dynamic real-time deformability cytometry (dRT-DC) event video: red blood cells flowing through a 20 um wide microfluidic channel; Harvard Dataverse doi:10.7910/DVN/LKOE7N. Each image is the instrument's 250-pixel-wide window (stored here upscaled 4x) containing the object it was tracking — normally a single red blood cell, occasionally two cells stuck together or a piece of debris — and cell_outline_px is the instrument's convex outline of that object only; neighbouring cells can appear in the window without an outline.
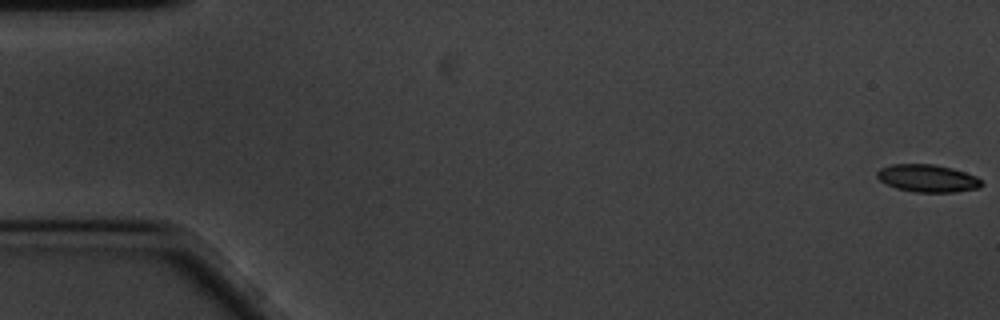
{"species": "common noctule bat (a hibernating species)", "species_latin": "Nyctalus noctula", "temperature_condition": "cold", "stored_images_in_passage": 61, "camera_frame_rate_fps": 3000, "um_per_image_px": 0.085, "animal": {"sex": "male", "body_mass_g": 20.1, "forearm_length_mm": 53.5}, "frame": {"image": 1, "passage_image": 1, "time_ms": 0.0, "image_size_px": [1000, 320], "cell_outline_px": [[984, 184], [980, 188], [956, 192], [916, 192], [896, 188], [880, 180], [876, 176], [876, 172], [880, 168], [892, 164], [932, 164], [952, 168], [976, 176]], "centroid_in_image_um": [78.85, 15.15], "position_along_channel_um": 6.1, "area_um2": 16.76}}
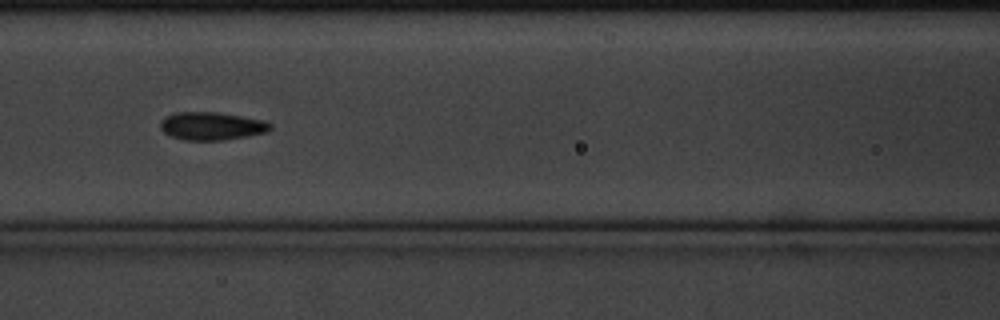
{"frame": {"image": 2, "passage_image": 26, "time_ms": 8.333, "image_size_px": [1000, 320], "cell_outline_px": [[272, 128], [268, 132], [248, 136], [224, 140], [184, 140], [172, 136], [164, 132], [160, 128], [160, 120], [164, 116], [176, 112], [216, 112], [264, 120], [272, 124]], "centroid_in_image_um": [17.99, 10.71], "position_along_channel_um": 148.6, "area_um2": 18.03}}
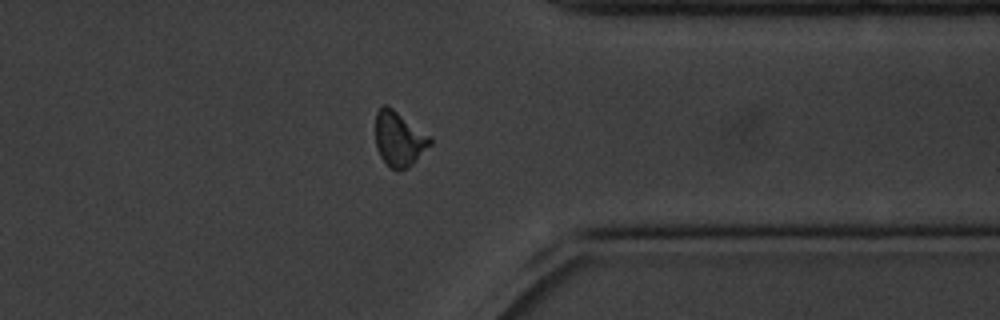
{"frame": {"image": 3, "passage_image": 47, "time_ms": 15.333, "image_size_px": [1000, 320], "cell_outline_px": [[432, 144], [412, 164], [400, 172], [392, 168], [380, 156], [376, 148], [376, 112], [384, 104], [392, 108], [432, 136]], "centroid_in_image_um": [33.94, 11.81], "position_along_channel_um": 377.5, "area_um2": 17.46}, "authors_computed_cell_mechanics": {"area_um2": 17.2822, "velocity_mm_per_s": 3.3701, "shape_relaxation_time_tau1_ms": 3.0727, "shape_relaxation_time_tau2_ms": 3.838, "deformation_change_tau1": 0.1125, "deformation_change_tau2": 0.0824}}